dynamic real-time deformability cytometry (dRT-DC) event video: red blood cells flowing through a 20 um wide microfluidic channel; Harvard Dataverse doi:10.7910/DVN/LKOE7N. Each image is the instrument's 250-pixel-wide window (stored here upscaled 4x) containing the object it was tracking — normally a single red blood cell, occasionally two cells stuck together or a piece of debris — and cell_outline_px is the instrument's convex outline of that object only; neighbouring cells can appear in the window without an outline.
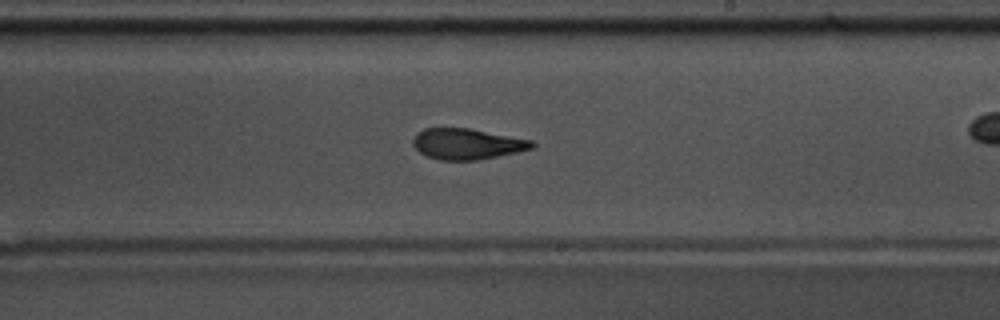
{"species": "common noctule bat (a hibernating species)", "species_latin": "Nyctalus noctula", "temperature_condition": "warm", "stored_images_in_passage": 42, "camera_frame_rate_fps": 3000, "um_per_image_px": 0.085, "animal": {"sex": "male", "body_mass_g": 17.5, "forearm_length_mm": 52.3}, "frame": {"image": 1, "passage_image": 30, "time_ms": 9.667, "image_size_px": [1000, 320], "cell_outline_px": [[536, 144], [532, 148], [516, 152], [476, 160], [440, 160], [428, 156], [420, 152], [412, 144], [412, 140], [416, 132], [424, 128], [468, 128], [532, 140]], "centroid_in_image_um": [39.66, 12.22], "position_along_channel_um": 249.3, "area_um2": 21.21}}